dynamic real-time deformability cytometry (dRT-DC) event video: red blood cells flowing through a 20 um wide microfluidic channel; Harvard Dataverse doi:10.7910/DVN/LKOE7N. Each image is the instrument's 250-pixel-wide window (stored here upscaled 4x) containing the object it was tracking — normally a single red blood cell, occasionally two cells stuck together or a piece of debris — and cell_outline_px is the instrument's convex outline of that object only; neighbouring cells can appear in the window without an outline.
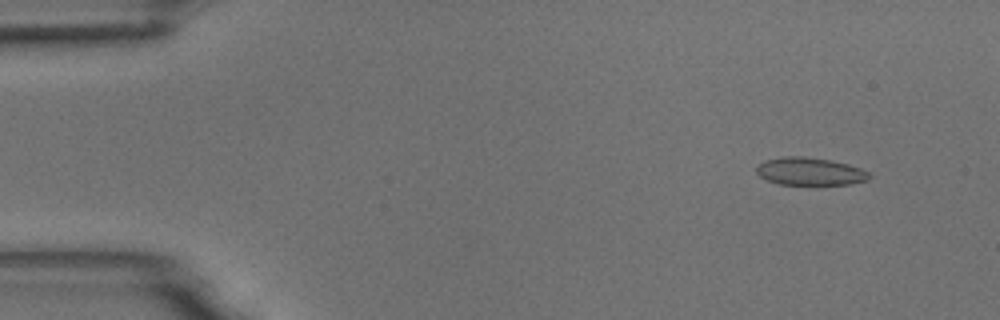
{"species": "common noctule bat (a hibernating species)", "species_latin": "Nyctalus noctula", "temperature_condition": "room temperature", "stored_images_in_passage": 13, "camera_frame_rate_fps": 3000, "um_per_image_px": 0.085, "animal": {"sex": "male", "body_mass_g": 18.8}, "frame": {"image": 1, "passage_image": 1, "time_ms": 0.0, "image_size_px": [1000, 320], "cell_outline_px": [[872, 176], [868, 180], [848, 184], [780, 184], [768, 180], [760, 176], [756, 172], [756, 168], [764, 160], [784, 156], [804, 156], [832, 160], [848, 164], [860, 168], [868, 172]], "centroid_in_image_um": [68.85, 14.56], "position_along_channel_um": 16.1, "area_um2": 18.15}}
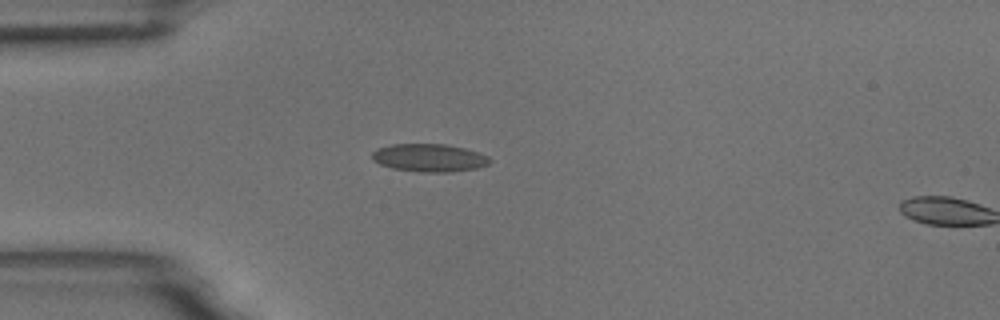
{"frame": {"image": 2, "passage_image": 11, "time_ms": 3.333, "image_size_px": [1000, 320], "cell_outline_px": [[492, 160], [488, 164], [476, 168], [448, 172], [420, 172], [392, 168], [380, 164], [372, 160], [372, 152], [376, 148], [392, 144], [444, 144], [464, 148], [488, 156]], "centroid_in_image_um": [36.45, 13.41], "position_along_channel_um": 48.6, "area_um2": 19.07}}